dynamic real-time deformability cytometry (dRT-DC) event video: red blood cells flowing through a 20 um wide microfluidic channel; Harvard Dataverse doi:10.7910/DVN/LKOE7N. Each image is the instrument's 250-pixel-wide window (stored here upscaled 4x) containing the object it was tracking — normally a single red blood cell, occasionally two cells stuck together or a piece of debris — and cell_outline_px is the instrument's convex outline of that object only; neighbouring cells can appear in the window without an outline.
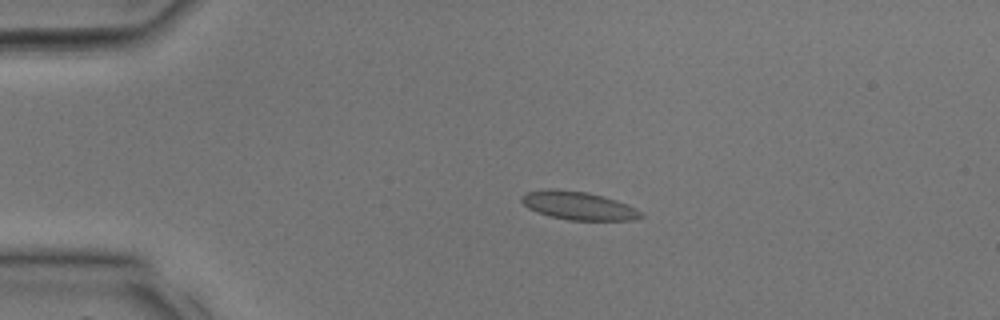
{"species": "common noctule bat (a hibernating species)", "species_latin": "Nyctalus noctula", "temperature_condition": "room temperature", "stored_images_in_passage": 12, "camera_frame_rate_fps": 3000, "um_per_image_px": 0.085, "animal": {"sex": "male", "body_mass_g": 17.9, "forearm_length_mm": 54.2}, "frame": {"image": 1, "passage_image": 1, "time_ms": 0.0, "image_size_px": [1000, 320], "cell_outline_px": [[644, 216], [632, 220], [568, 220], [552, 216], [528, 208], [520, 200], [520, 196], [528, 192], [548, 188], [556, 188], [588, 192], [604, 196], [616, 200], [636, 208], [644, 212]], "centroid_in_image_um": [49.19, 17.46], "position_along_channel_um": 35.8, "area_um2": 19.71}}
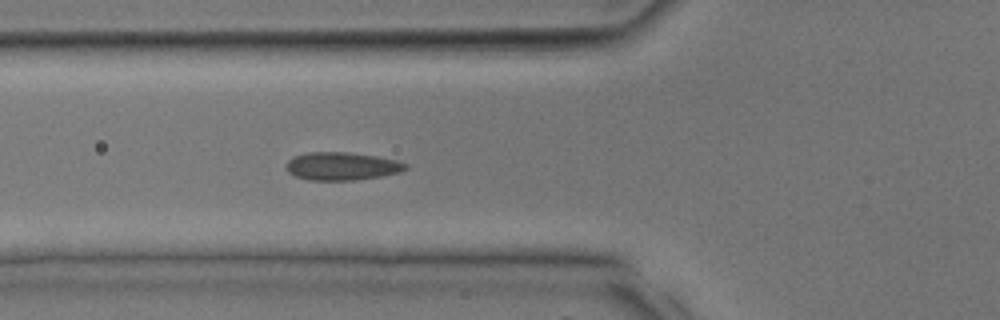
{"frame": {"image": 2, "passage_image": 6, "time_ms": 1.667, "image_size_px": [1000, 320], "cell_outline_px": [[408, 168], [400, 172], [380, 176], [356, 180], [308, 180], [296, 176], [288, 172], [288, 160], [296, 156], [308, 152], [348, 152], [376, 156], [396, 160], [408, 164]], "centroid_in_image_um": [29.09, 14.12], "position_along_channel_um": 96.7, "area_um2": 19.31}}